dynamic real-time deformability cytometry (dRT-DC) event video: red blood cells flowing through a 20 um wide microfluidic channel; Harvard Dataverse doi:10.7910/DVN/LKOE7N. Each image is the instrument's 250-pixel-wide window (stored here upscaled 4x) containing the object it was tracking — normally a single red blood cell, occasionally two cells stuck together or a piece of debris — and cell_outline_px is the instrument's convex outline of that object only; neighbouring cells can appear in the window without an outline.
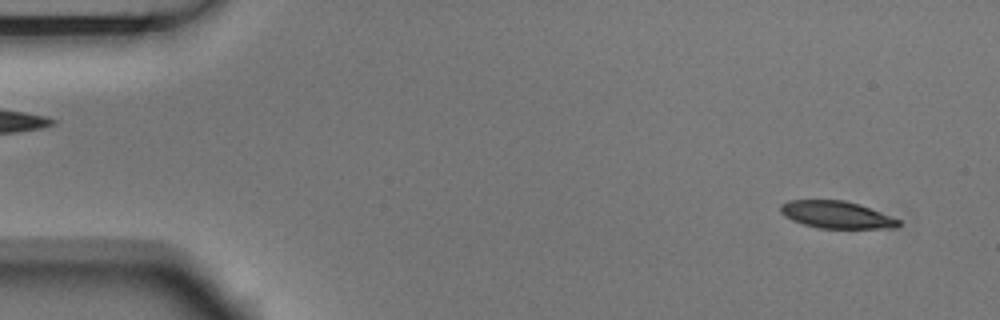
{"species": "Egyptian fruit bat (a non-hibernating species)", "species_latin": "Rousettus aegyptiacus", "temperature_condition": "room temperature", "stored_images_in_passage": 15, "camera_frame_rate_fps": 3000, "um_per_image_px": 0.085, "animal": {"sex": "male"}, "frame": {"image": 1, "passage_image": 1, "time_ms": 0.0, "image_size_px": [1000, 320], "cell_outline_px": [[900, 224], [896, 228], [820, 228], [804, 224], [792, 220], [784, 216], [780, 212], [780, 204], [788, 200], [844, 200], [860, 204], [900, 220]], "centroid_in_image_um": [71.08, 18.24], "position_along_channel_um": 13.9, "area_um2": 18.67}}
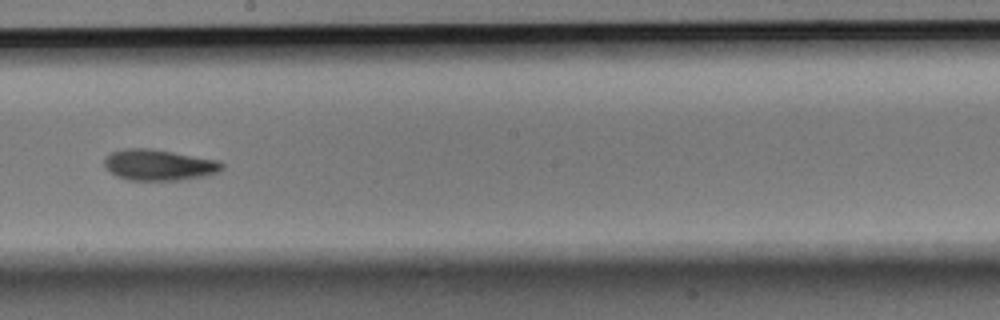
{"frame": {"image": 2, "passage_image": 8, "time_ms": 2.333, "image_size_px": [1000, 320], "cell_outline_px": [[224, 168], [208, 176], [180, 180], [128, 180], [116, 176], [104, 168], [104, 156], [112, 152], [124, 148], [152, 148], [216, 160], [224, 164]], "centroid_in_image_um": [13.46, 14.02], "position_along_channel_um": 234.7, "area_um2": 21.44}}
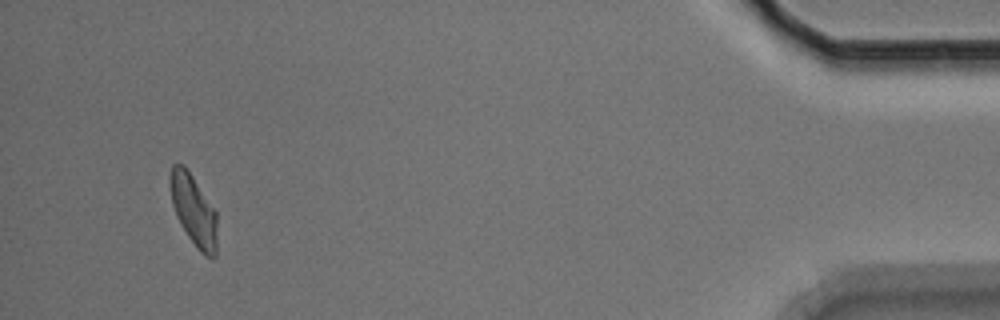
{"frame": {"image": 3, "passage_image": 13, "time_ms": 4.0, "image_size_px": [1000, 320], "cell_outline_px": [[216, 256], [212, 260], [204, 256], [196, 248], [180, 224], [176, 216], [172, 204], [168, 180], [172, 164], [184, 164], [216, 212]], "centroid_in_image_um": [16.43, 17.89], "position_along_channel_um": 418.8, "area_um2": 19.54}}